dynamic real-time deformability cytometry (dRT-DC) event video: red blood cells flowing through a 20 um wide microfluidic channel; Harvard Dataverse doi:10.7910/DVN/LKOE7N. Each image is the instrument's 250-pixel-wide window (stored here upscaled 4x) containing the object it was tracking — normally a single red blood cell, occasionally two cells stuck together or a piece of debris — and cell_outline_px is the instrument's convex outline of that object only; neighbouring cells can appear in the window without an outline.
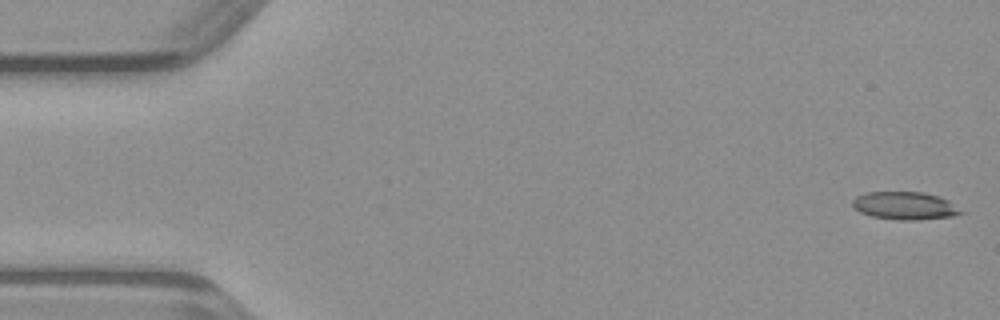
{"species": "common noctule bat (a hibernating species)", "species_latin": "Nyctalus noctula", "temperature_condition": "warm", "stored_images_in_passage": 48, "camera_frame_rate_fps": 3000, "um_per_image_px": 0.085, "animal": {"sex": "male", "body_mass_g": 23.1, "forearm_length_mm": 52.7}, "frame": {"image": 1, "passage_image": 1, "time_ms": 0.0, "image_size_px": [1000, 320], "cell_outline_px": [[964, 212], [952, 216], [920, 220], [900, 220], [872, 216], [860, 212], [852, 208], [852, 200], [856, 196], [864, 192], [924, 192], [940, 196], [948, 200]], "centroid_in_image_um": [76.88, 17.48], "position_along_channel_um": 8.1, "area_um2": 17.69}}
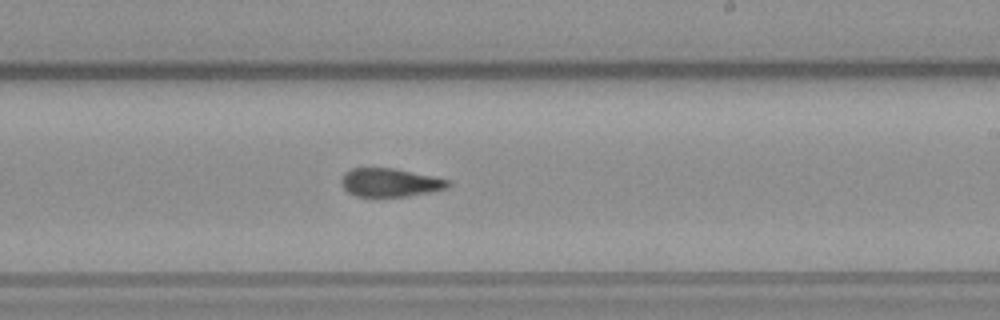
{"frame": {"image": 2, "passage_image": 28, "time_ms": 9.0, "image_size_px": [1000, 320], "cell_outline_px": [[452, 184], [448, 188], [408, 196], [356, 196], [348, 192], [344, 188], [340, 180], [344, 172], [352, 168], [392, 168], [452, 180]], "centroid_in_image_um": [33.16, 15.51], "position_along_channel_um": 255.8, "area_um2": 17.63}}
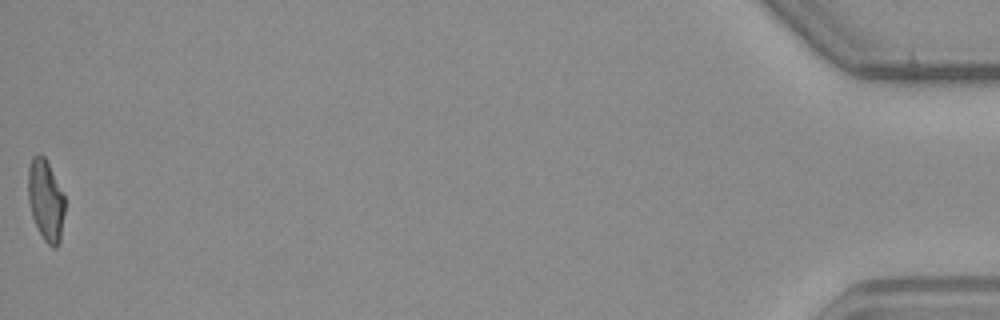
{"frame": {"image": 3, "passage_image": 48, "time_ms": 15.667, "image_size_px": [1000, 320], "cell_outline_px": [[64, 212], [60, 244], [56, 248], [52, 248], [44, 240], [32, 216], [28, 200], [28, 168], [32, 156], [44, 156], [64, 196]], "centroid_in_image_um": [3.88, 17.07], "position_along_channel_um": 431.3, "area_um2": 17.11}}